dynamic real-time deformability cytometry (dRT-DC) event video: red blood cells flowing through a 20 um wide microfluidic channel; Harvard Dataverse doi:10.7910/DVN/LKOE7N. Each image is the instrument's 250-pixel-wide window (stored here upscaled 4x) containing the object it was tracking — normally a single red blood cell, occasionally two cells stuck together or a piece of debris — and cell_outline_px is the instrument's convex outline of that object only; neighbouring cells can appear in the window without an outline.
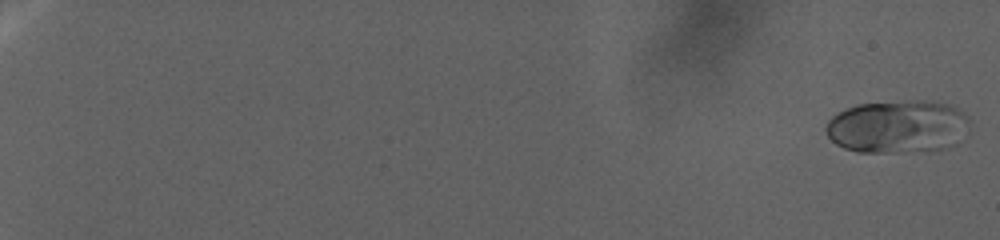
{"species": "human", "species_latin": "Homo sapiens", "temperature_condition": "warm", "stored_images_in_passage": 75, "camera_frame_rate_fps": 3000, "um_per_image_px": 0.085, "donor": {"sex": "female"}, "frame": {"image": 1, "passage_image": 1, "time_ms": 0.0, "image_size_px": [1000, 240], "cell_outline_px": [[972, 120], [944, 148], [896, 152], [856, 152], [844, 148], [836, 144], [828, 136], [824, 128], [828, 120], [832, 116], [856, 104], [916, 100], [924, 100], [952, 104], [960, 108]], "centroid_in_image_um": [76.22, 10.73], "position_along_channel_um": 8.8, "area_um2": 43.7}}
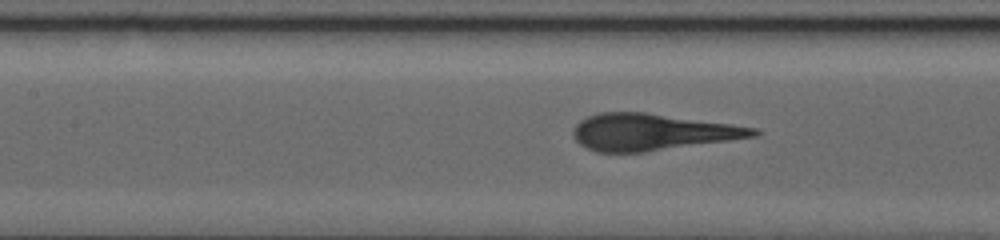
{"frame": {"image": 2, "passage_image": 43, "time_ms": 27.667, "image_size_px": [1000, 240], "cell_outline_px": [[764, 132], [760, 136], [644, 152], [596, 152], [580, 144], [572, 136], [572, 128], [580, 120], [588, 116], [600, 112], [644, 112], [732, 124], [756, 128]], "centroid_in_image_um": [55.43, 11.22], "position_along_channel_um": 152.0, "area_um2": 38.61}}
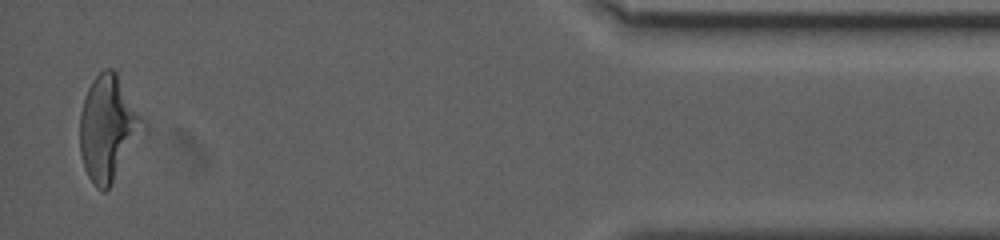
{"frame": {"image": 3, "passage_image": 74, "time_ms": 50.0, "image_size_px": [1000, 240], "cell_outline_px": [[148, 132], [108, 188], [104, 192], [96, 188], [88, 176], [84, 168], [80, 156], [80, 112], [84, 96], [92, 80], [104, 68], [112, 68], [116, 72], [148, 124]], "centroid_in_image_um": [9.25, 10.92], "position_along_channel_um": 426.0, "area_um2": 39.77}}